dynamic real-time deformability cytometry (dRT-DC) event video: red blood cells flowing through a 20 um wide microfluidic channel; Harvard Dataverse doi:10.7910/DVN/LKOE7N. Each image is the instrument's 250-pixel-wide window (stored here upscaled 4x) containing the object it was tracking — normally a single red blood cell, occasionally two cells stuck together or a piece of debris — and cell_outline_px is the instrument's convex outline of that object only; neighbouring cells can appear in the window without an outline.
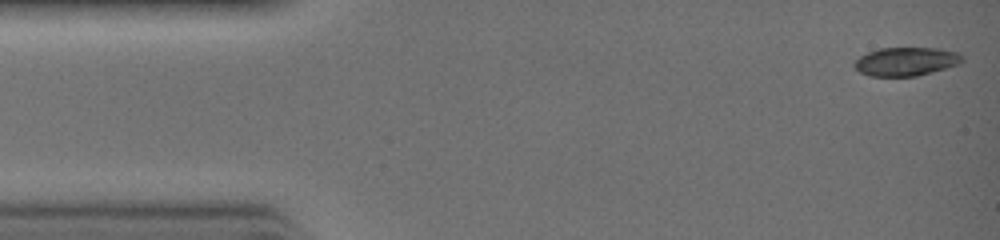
{"species": "common noctule bat (a hibernating species)", "species_latin": "Nyctalus noctula", "temperature_condition": "warm", "stored_images_in_passage": 32, "camera_frame_rate_fps": 3000, "um_per_image_px": 0.085, "animal": {"sex": "female", "body_mass_g": 19.0, "forearm_length_mm": 51.5}, "frame": {"image": 1, "passage_image": 1, "time_ms": 0.0, "image_size_px": [1000, 240], "cell_outline_px": [[964, 60], [956, 64], [932, 72], [916, 76], [868, 76], [860, 72], [852, 64], [860, 56], [868, 52], [880, 48], [940, 48], [956, 52], [964, 56]], "centroid_in_image_um": [76.99, 5.22], "position_along_channel_um": 8.0, "area_um2": 17.86}}
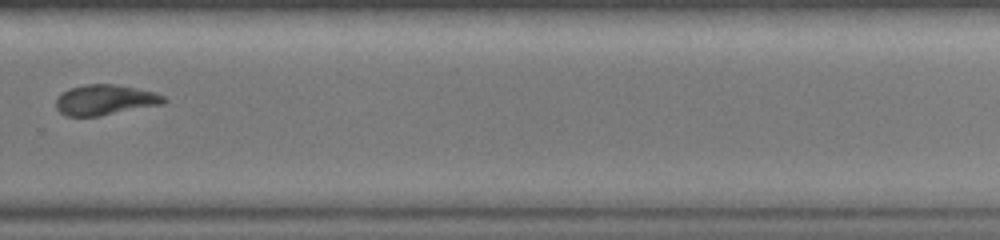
{"frame": {"image": 2, "passage_image": 22, "time_ms": 7.0, "image_size_px": [1000, 240], "cell_outline_px": [[168, 100], [160, 104], [100, 116], [64, 116], [56, 108], [56, 96], [60, 92], [68, 88], [84, 84], [112, 84], [156, 92], [164, 96]], "centroid_in_image_um": [8.86, 8.48], "position_along_channel_um": 320.9, "area_um2": 19.13}}
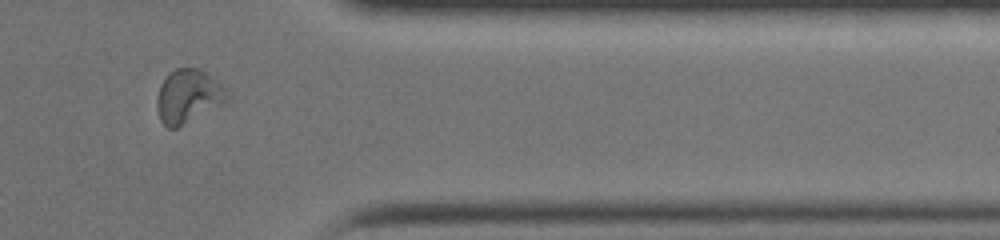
{"frame": {"image": 3, "passage_image": 26, "time_ms": 8.333, "image_size_px": [1000, 240], "cell_outline_px": [[228, 100], [176, 128], [168, 128], [160, 120], [156, 108], [156, 100], [160, 84], [176, 68], [196, 68], [204, 72], [220, 84], [224, 88], [228, 96]], "centroid_in_image_um": [15.94, 8.19], "position_along_channel_um": 395.5, "area_um2": 21.21}}